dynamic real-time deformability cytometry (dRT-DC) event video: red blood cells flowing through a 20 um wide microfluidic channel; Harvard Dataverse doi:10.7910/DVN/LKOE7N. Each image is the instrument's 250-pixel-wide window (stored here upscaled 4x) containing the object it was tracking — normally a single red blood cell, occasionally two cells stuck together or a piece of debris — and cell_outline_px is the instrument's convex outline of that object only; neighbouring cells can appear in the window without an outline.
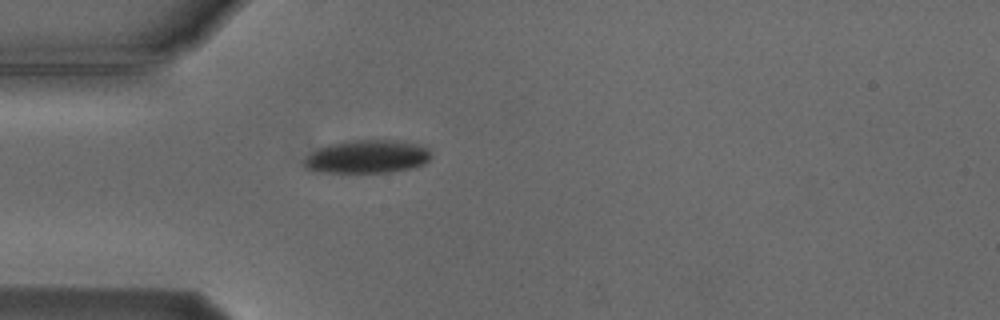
{"species": "Egyptian fruit bat (a non-hibernating species)", "species_latin": "Rousettus aegyptiacus", "temperature_condition": "cold", "stored_images_in_passage": 1, "camera_frame_rate_fps": 3000, "um_per_image_px": 0.085, "animal": {"sex": "male"}, "frame": {"image": 1, "passage_image": 1, "time_ms": 0.0, "image_size_px": [1000, 320], "cell_outline_px": [[432, 156], [424, 164], [412, 168], [388, 172], [320, 172], [308, 168], [304, 164], [304, 160], [316, 148], [328, 144], [344, 140], [404, 140], [428, 148], [432, 152]], "centroid_in_image_um": [31.24, 13.29], "position_along_channel_um": 53.8, "area_um2": 24.74}}